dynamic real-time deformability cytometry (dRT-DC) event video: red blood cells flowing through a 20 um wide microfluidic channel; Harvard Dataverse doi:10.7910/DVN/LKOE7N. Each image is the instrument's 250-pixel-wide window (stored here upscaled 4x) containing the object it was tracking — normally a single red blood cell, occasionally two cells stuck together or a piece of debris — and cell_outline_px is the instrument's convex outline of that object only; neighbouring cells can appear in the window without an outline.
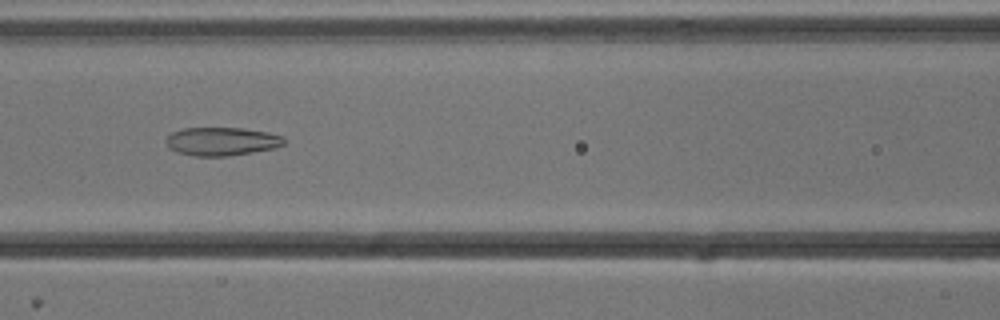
{"species": "common noctule bat (a hibernating species)", "species_latin": "Nyctalus noctula", "temperature_condition": "cold", "stored_images_in_passage": 53, "camera_frame_rate_fps": 3000, "um_per_image_px": 0.085, "animal": {"sex": "male", "body_mass_g": 13.3}, "frame": {"image": 1, "passage_image": 23, "time_ms": 7.333, "image_size_px": [1000, 320], "cell_outline_px": [[284, 144], [276, 148], [228, 156], [196, 156], [176, 152], [168, 148], [168, 136], [172, 132], [184, 128], [244, 128], [268, 132], [284, 136]], "centroid_in_image_um": [18.88, 12.02], "position_along_channel_um": 147.7, "area_um2": 19.48}}
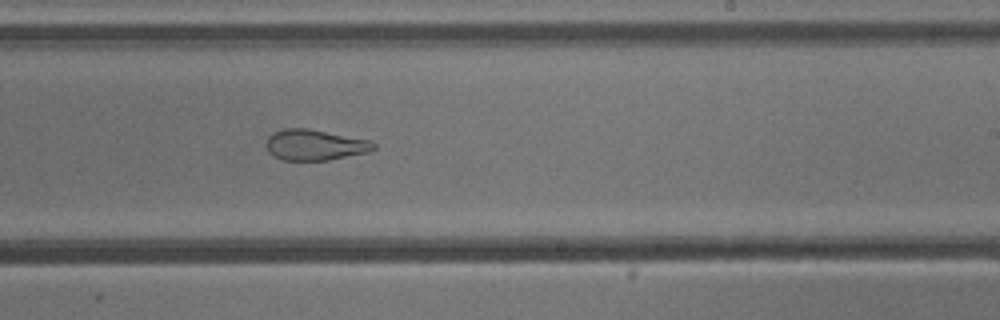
{"frame": {"image": 2, "passage_image": 32, "time_ms": 10.333, "image_size_px": [1000, 320], "cell_outline_px": [[376, 148], [368, 152], [328, 160], [280, 160], [272, 156], [268, 152], [264, 144], [268, 136], [272, 132], [284, 128], [308, 128], [368, 140], [376, 144]], "centroid_in_image_um": [26.69, 12.32], "position_along_channel_um": 262.3, "area_um2": 19.42}}
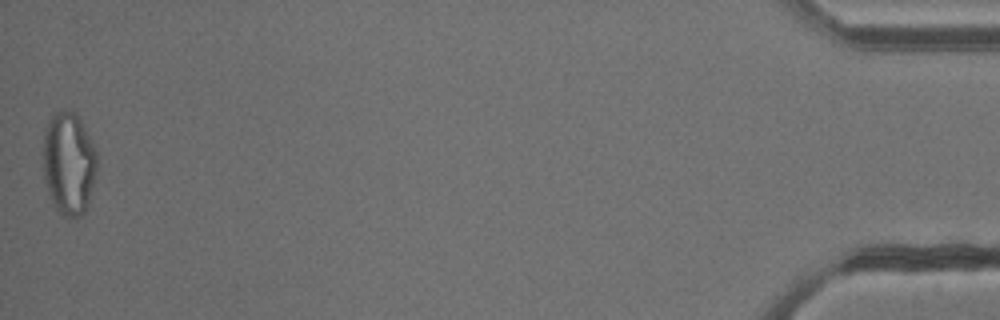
{"frame": {"image": 3, "passage_image": 53, "time_ms": 17.333, "image_size_px": [1000, 320], "cell_outline_px": [[96, 172], [88, 200], [84, 212], [80, 216], [64, 216], [56, 208], [48, 192], [44, 180], [44, 128], [48, 120], [56, 112], [76, 112], [96, 152]], "centroid_in_image_um": [5.82, 13.88], "position_along_channel_um": 429.4, "area_um2": 31.5}, "authors_computed_cell_mechanics": {"area_um2": 26.1256, "velocity_mm_per_s": 3.8205, "shape_relaxation_time_tau1_ms": null, "shape_relaxation_time_tau2_ms": 2.2495, "deformation_change_tau1": null, "deformation_change_tau2": 0.0911}}